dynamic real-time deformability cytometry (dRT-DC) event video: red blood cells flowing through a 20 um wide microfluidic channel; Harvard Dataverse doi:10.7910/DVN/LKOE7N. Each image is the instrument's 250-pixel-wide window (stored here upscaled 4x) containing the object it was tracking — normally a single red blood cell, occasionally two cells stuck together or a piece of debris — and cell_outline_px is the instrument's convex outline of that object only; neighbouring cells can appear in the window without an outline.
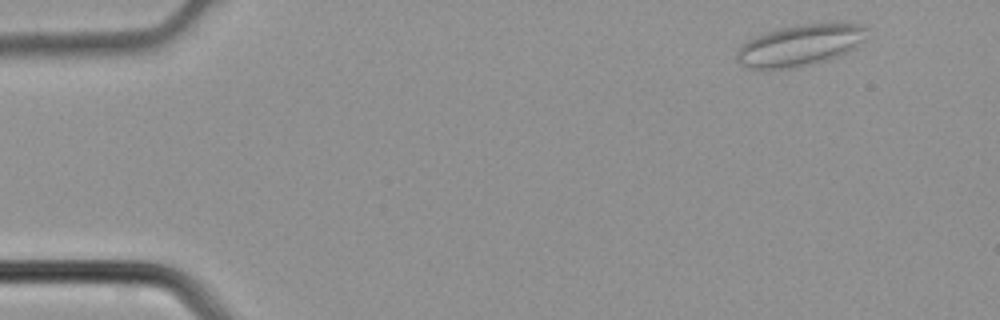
{"species": "common noctule bat (a hibernating species)", "species_latin": "Nyctalus noctula", "temperature_condition": "cold", "stored_images_in_passage": 4, "camera_frame_rate_fps": 3000, "um_per_image_px": 0.085, "animal": {"sex": "male", "body_mass_g": 21.5, "forearm_length_mm": 52.0}, "frame": {"image": 1, "passage_image": 4, "time_ms": 1.0, "image_size_px": [1000, 320], "cell_outline_px": [[864, 40], [852, 48], [836, 56], [824, 60], [808, 64], [788, 68], [748, 68], [740, 64], [736, 60], [736, 52], [748, 40], [756, 36], [780, 28], [804, 24], [832, 20], [844, 20], [860, 24], [864, 28]], "centroid_in_image_um": [68.02, 3.79], "position_along_channel_um": 17.0, "area_um2": 31.1}}